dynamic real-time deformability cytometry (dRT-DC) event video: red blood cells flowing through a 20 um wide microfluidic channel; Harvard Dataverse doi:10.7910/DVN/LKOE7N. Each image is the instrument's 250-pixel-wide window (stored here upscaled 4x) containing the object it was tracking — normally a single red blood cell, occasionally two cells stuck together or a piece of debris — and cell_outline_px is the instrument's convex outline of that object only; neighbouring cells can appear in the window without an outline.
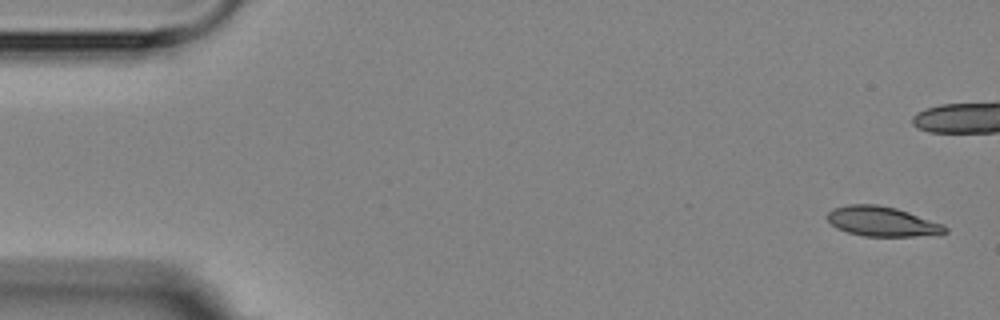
{"species": "Egyptian fruit bat (a non-hibernating species)", "species_latin": "Rousettus aegyptiacus", "temperature_condition": "room temperature", "stored_images_in_passage": 6, "camera_frame_rate_fps": 3000, "um_per_image_px": 0.085, "animal": {"sex": "female"}, "frame": {"image": 1, "passage_image": 1, "time_ms": 0.0, "image_size_px": [1000, 320], "cell_outline_px": [[948, 232], [940, 236], [864, 236], [848, 232], [836, 228], [828, 220], [828, 212], [832, 208], [848, 204], [876, 204], [896, 208], [944, 224], [948, 228]], "centroid_in_image_um": [75.04, 18.83], "position_along_channel_um": 10.0, "area_um2": 20.69}}